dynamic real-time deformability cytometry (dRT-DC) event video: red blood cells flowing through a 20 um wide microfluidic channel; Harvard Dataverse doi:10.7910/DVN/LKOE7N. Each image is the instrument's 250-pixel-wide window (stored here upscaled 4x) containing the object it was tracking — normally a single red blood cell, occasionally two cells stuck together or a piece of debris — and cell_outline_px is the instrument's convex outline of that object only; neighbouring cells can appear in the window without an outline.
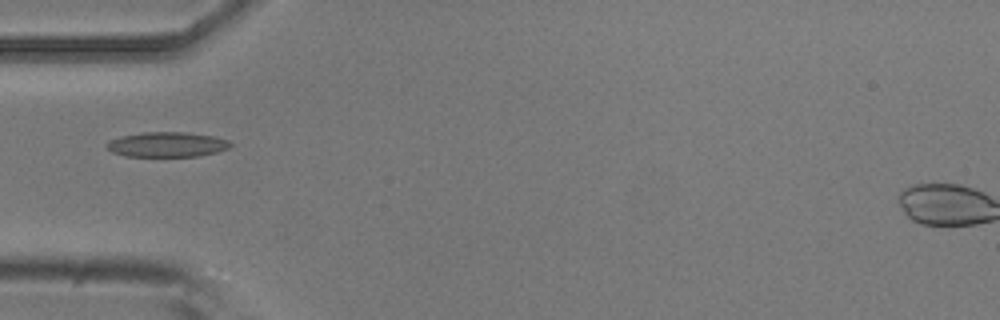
{"species": "common noctule bat (a hibernating species)", "species_latin": "Nyctalus noctula", "temperature_condition": "room temperature", "stored_images_in_passage": 5, "camera_frame_rate_fps": 3000, "um_per_image_px": 0.085, "animal": {"sex": "male", "body_mass_g": 20.5, "forearm_length_mm": 52.5}, "frame": {"image": 1, "passage_image": 1, "time_ms": 0.0, "image_size_px": [1000, 320], "cell_outline_px": [[232, 144], [228, 148], [216, 152], [200, 156], [124, 156], [112, 152], [104, 144], [108, 140], [120, 136], [140, 132], [184, 132], [216, 136], [228, 140]], "centroid_in_image_um": [14.17, 12.27], "position_along_channel_um": 70.8, "area_um2": 18.15}}
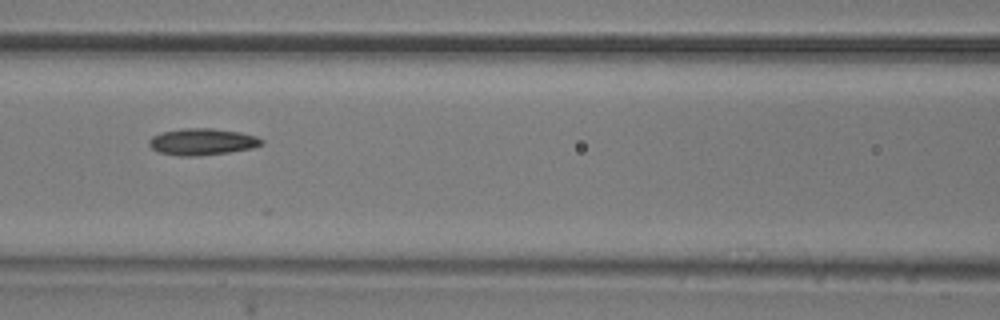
{"frame": {"image": 2, "passage_image": 3, "time_ms": 0.667, "image_size_px": [1000, 320], "cell_outline_px": [[264, 144], [252, 148], [228, 152], [200, 156], [180, 156], [160, 152], [152, 148], [148, 144], [148, 140], [152, 136], [164, 132], [184, 128], [212, 128], [240, 132], [256, 136], [264, 140]], "centroid_in_image_um": [17.21, 12.05], "position_along_channel_um": 149.4, "area_um2": 17.46}}
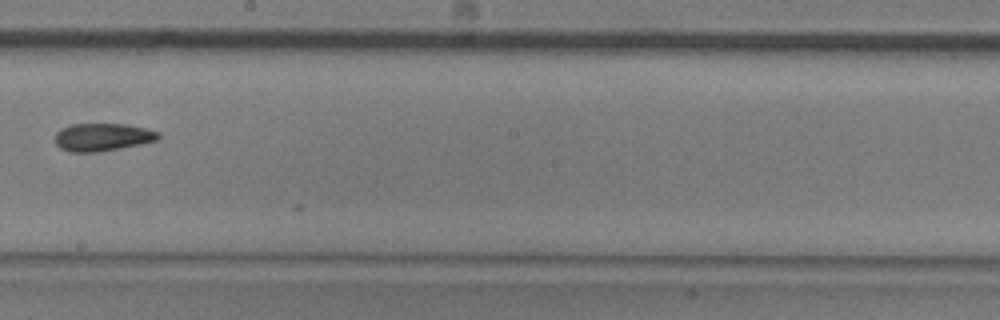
{"frame": {"image": 3, "passage_image": 5, "time_ms": 1.333, "image_size_px": [1000, 320], "cell_outline_px": [[160, 140], [100, 152], [68, 152], [60, 148], [56, 144], [56, 132], [60, 128], [72, 124], [128, 124], [148, 128], [160, 132]], "centroid_in_image_um": [8.75, 11.65], "position_along_channel_um": 239.5, "area_um2": 16.99}}